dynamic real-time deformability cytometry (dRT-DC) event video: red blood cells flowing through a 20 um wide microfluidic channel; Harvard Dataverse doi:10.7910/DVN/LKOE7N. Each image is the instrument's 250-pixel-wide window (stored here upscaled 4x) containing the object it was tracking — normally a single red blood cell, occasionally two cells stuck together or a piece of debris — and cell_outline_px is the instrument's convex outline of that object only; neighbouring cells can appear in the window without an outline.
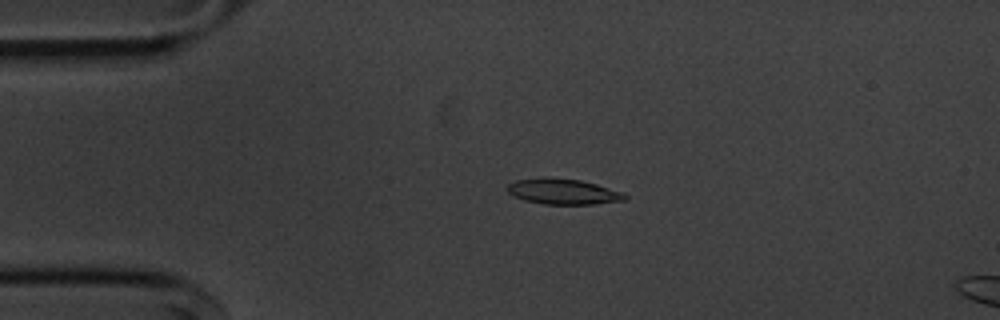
{"species": "common noctule bat (a hibernating species)", "species_latin": "Nyctalus noctula", "temperature_condition": "cold", "stored_images_in_passage": 8, "camera_frame_rate_fps": 3000, "um_per_image_px": 0.085, "animal": {"sex": "male", "body_mass_g": 20.1, "forearm_length_mm": 53.5}, "frame": {"image": 1, "passage_image": 3, "time_ms": 0.667, "image_size_px": [1000, 320], "cell_outline_px": [[628, 200], [596, 204], [544, 204], [524, 200], [512, 196], [508, 192], [508, 184], [516, 180], [544, 176], [548, 176], [580, 180], [596, 184], [624, 192], [628, 196]], "centroid_in_image_um": [47.88, 16.27], "position_along_channel_um": 37.1, "area_um2": 17.86}}